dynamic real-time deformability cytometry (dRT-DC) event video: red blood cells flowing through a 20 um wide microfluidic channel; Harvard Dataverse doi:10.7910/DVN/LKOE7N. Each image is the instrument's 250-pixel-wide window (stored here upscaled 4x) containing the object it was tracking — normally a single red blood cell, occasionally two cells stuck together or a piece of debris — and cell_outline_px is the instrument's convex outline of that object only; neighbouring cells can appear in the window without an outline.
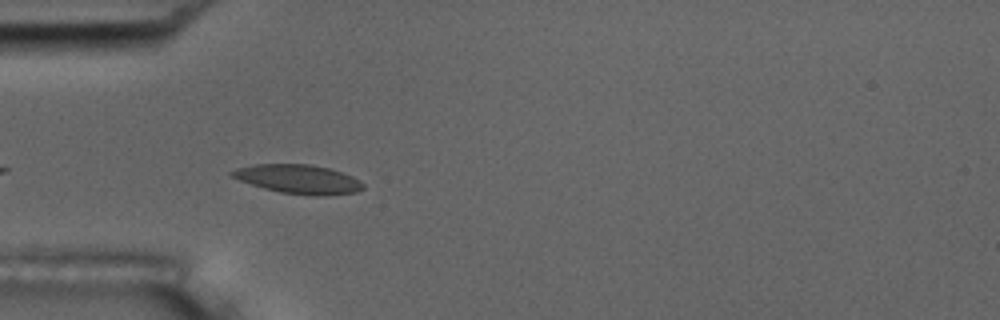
{"species": "common noctule bat (a hibernating species)", "species_latin": "Nyctalus noctula", "temperature_condition": "room temperature", "stored_images_in_passage": 13, "camera_frame_rate_fps": 3000, "um_per_image_px": 0.085, "animal": {"sex": "male", "body_mass_g": 17.5, "forearm_length_mm": 52.3}, "frame": {"image": 1, "passage_image": 3, "time_ms": 0.667, "image_size_px": [1000, 320], "cell_outline_px": [[364, 188], [356, 192], [324, 196], [316, 196], [280, 192], [264, 188], [240, 180], [232, 176], [228, 172], [236, 168], [256, 164], [312, 164], [328, 168], [352, 176], [360, 180], [364, 184]], "centroid_in_image_um": [25.38, 15.23], "position_along_channel_um": 59.6, "area_um2": 22.08}}